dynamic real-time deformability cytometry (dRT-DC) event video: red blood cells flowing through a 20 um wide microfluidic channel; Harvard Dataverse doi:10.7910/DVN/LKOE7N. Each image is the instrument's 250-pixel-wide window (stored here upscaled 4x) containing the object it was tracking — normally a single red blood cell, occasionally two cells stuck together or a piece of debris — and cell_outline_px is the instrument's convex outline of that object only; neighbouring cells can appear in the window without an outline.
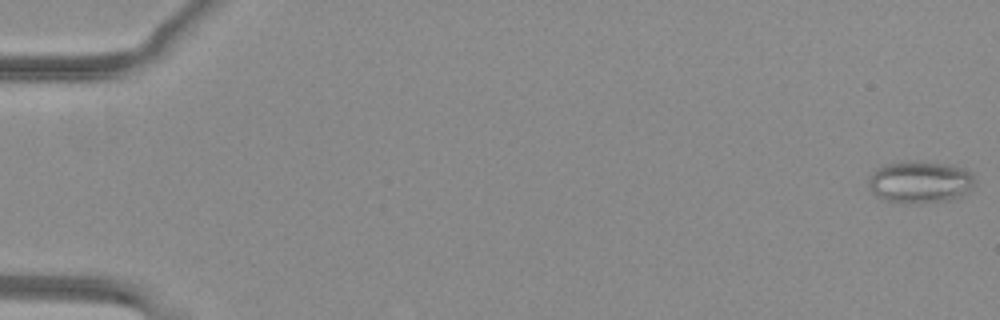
{"species": "common noctule bat (a hibernating species)", "species_latin": "Nyctalus noctula", "temperature_condition": "warm", "stored_images_in_passage": 50, "camera_frame_rate_fps": 3000, "um_per_image_px": 0.085, "animal": {"sex": "female", "body_mass_g": 29.2, "forearm_length_mm": 56.3}, "frame": {"image": 1, "passage_image": 1, "time_ms": 0.0, "image_size_px": [1000, 320], "cell_outline_px": [[976, 180], [960, 196], [948, 200], [920, 204], [884, 200], [876, 196], [872, 192], [868, 184], [868, 176], [872, 172], [884, 164], [904, 160], [924, 160], [952, 164], [964, 168], [972, 172]], "centroid_in_image_um": [78.17, 15.43], "position_along_channel_um": 6.8, "area_um2": 26.59}}
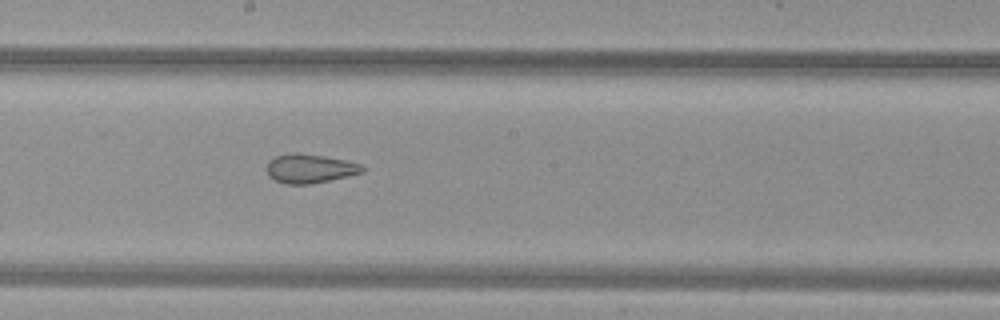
{"frame": {"image": 2, "passage_image": 30, "time_ms": 9.667, "image_size_px": [1000, 320], "cell_outline_px": [[364, 172], [348, 176], [312, 184], [284, 184], [268, 176], [268, 160], [276, 156], [292, 152], [296, 152], [324, 156], [344, 160], [360, 164], [364, 168]], "centroid_in_image_um": [26.33, 14.33], "position_along_channel_um": 221.9, "area_um2": 16.13}}
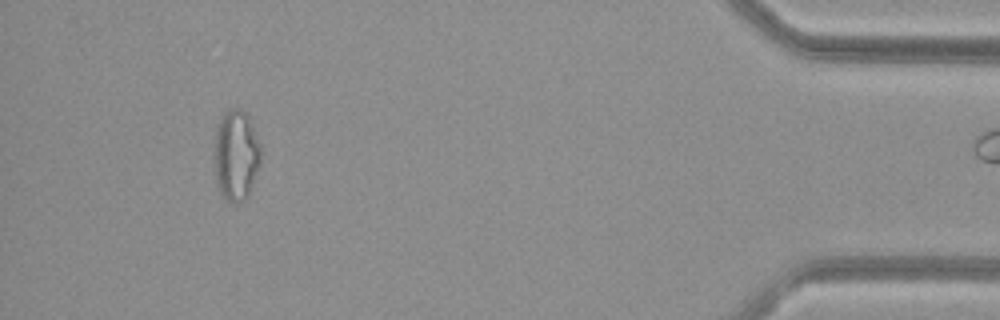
{"frame": {"image": 3, "passage_image": 49, "time_ms": 16.0, "image_size_px": [1000, 320], "cell_outline_px": [[260, 164], [248, 196], [244, 200], [236, 204], [232, 204], [220, 192], [216, 176], [212, 148], [216, 128], [224, 112], [232, 108], [240, 108], [248, 116], [260, 144]], "centroid_in_image_um": [20.04, 13.19], "position_along_channel_um": 415.2, "area_um2": 24.8}}